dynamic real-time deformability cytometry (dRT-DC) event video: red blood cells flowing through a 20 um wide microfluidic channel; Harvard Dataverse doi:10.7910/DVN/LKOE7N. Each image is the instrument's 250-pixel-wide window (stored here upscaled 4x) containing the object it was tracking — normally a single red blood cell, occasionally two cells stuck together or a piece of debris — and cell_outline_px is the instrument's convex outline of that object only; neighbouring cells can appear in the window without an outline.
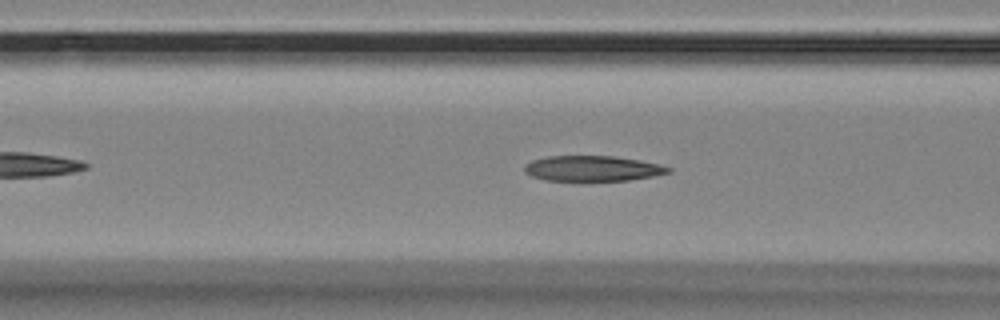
{"species": "Egyptian fruit bat (a non-hibernating species)", "species_latin": "Rousettus aegyptiacus", "temperature_condition": "room temperature", "stored_images_in_passage": 48, "camera_frame_rate_fps": 3000, "um_per_image_px": 0.085, "animal": {"sex": "female"}, "frame": {"image": 1, "passage_image": 14, "time_ms": 4.333, "image_size_px": [1000, 320], "cell_outline_px": [[672, 172], [652, 176], [628, 180], [588, 184], [544, 180], [532, 176], [524, 172], [524, 164], [532, 160], [548, 156], [616, 156], [640, 160], [672, 168]], "centroid_in_image_um": [50.31, 14.37], "position_along_channel_um": 116.3, "area_um2": 22.37}}
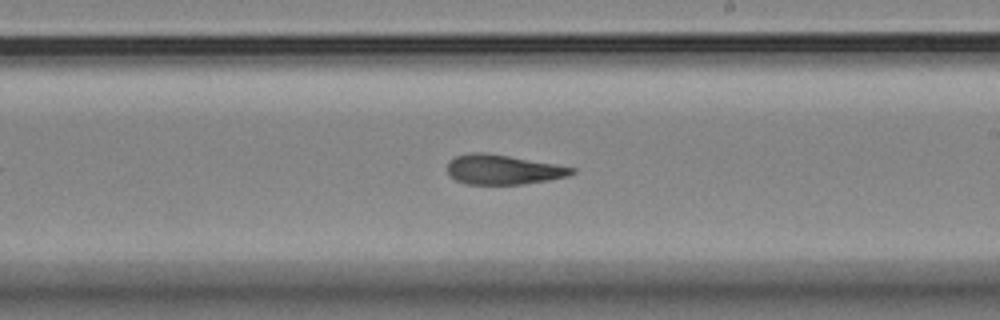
{"frame": {"image": 2, "passage_image": 25, "time_ms": 8.0, "image_size_px": [1000, 320], "cell_outline_px": [[576, 172], [568, 176], [548, 180], [524, 184], [464, 184], [456, 180], [448, 172], [448, 160], [456, 156], [472, 152], [484, 152], [556, 164], [576, 168]], "centroid_in_image_um": [42.76, 14.41], "position_along_channel_um": 246.2, "area_um2": 21.5}}
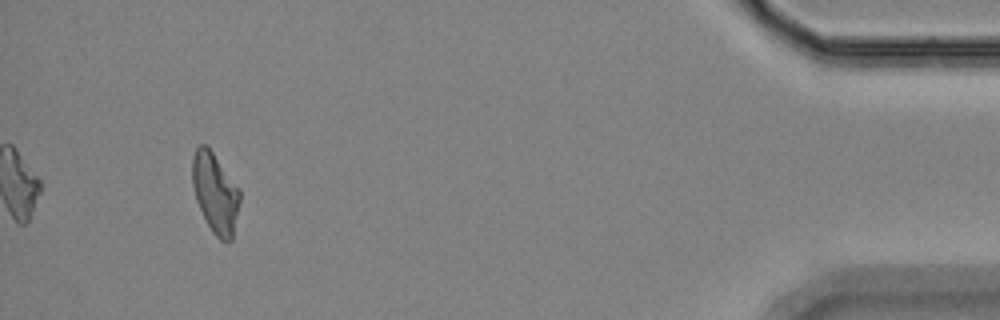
{"frame": {"image": 3, "passage_image": 45, "time_ms": 14.667, "image_size_px": [1000, 320], "cell_outline_px": [[240, 200], [232, 240], [228, 244], [220, 240], [212, 232], [196, 200], [192, 184], [192, 156], [196, 148], [200, 144], [208, 144], [240, 188]], "centroid_in_image_um": [18.3, 16.37], "position_along_channel_um": 416.9, "area_um2": 22.54}, "authors_computed_cell_mechanics": {"area_um2": 22.3397, "velocity_mm_per_s": 3.5401, "shape_relaxation_time_tau1_ms": null, "shape_relaxation_time_tau2_ms": 1.701, "deformation_change_tau1": null, "deformation_change_tau2": 0.0999}}